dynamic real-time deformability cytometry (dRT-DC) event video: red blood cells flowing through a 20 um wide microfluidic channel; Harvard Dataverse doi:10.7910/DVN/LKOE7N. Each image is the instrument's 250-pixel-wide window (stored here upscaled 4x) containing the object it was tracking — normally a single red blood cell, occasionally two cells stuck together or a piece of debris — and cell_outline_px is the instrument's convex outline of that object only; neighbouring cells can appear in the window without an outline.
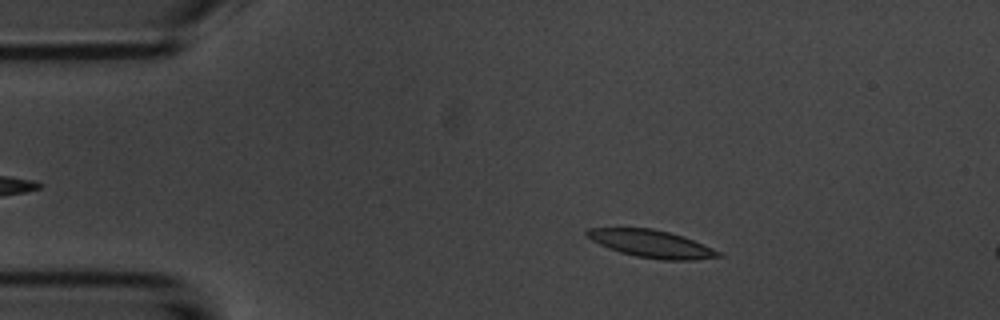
{"species": "common noctule bat (a hibernating species)", "species_latin": "Nyctalus noctula", "temperature_condition": "room temperature", "stored_images_in_passage": 39, "camera_frame_rate_fps": 3000, "um_per_image_px": 0.085, "animal": {"sex": "male", "body_mass_g": 20.1, "forearm_length_mm": 53.5}, "frame": {"image": 1, "passage_image": 2, "time_ms": 0.333, "image_size_px": [1000, 320], "cell_outline_px": [[724, 256], [696, 260], [660, 260], [636, 256], [620, 252], [608, 248], [592, 240], [584, 232], [588, 228], [652, 228], [684, 236], [704, 244], [720, 252]], "centroid_in_image_um": [55.4, 20.73], "position_along_channel_um": 29.6, "area_um2": 21.04}}
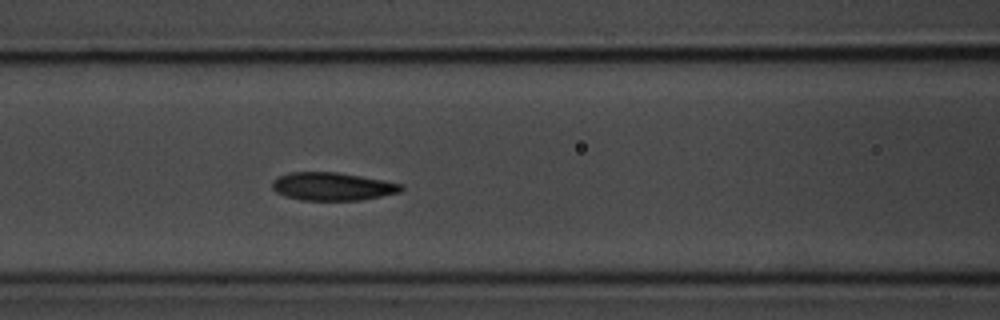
{"frame": {"image": 2, "passage_image": 15, "time_ms": 4.667, "image_size_px": [1000, 320], "cell_outline_px": [[404, 188], [400, 192], [360, 200], [300, 200], [284, 196], [276, 192], [272, 188], [272, 180], [276, 176], [288, 172], [336, 172], [360, 176], [404, 184]], "centroid_in_image_um": [28.21, 15.84], "position_along_channel_um": 138.4, "area_um2": 21.15}}
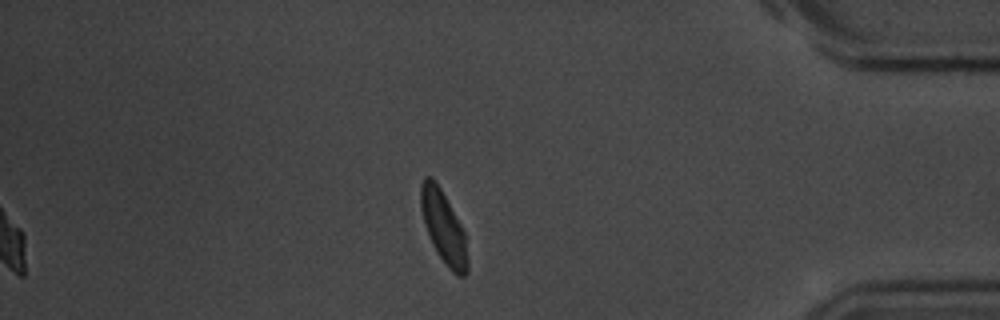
{"frame": {"image": 3, "passage_image": 39, "time_ms": 12.667, "image_size_px": [1000, 320], "cell_outline_px": [[468, 272], [464, 276], [456, 276], [448, 268], [432, 244], [420, 208], [420, 184], [424, 176], [432, 176], [440, 188], [460, 224], [464, 232], [468, 260]], "centroid_in_image_um": [37.69, 19.31], "position_along_channel_um": 397.5, "area_um2": 19.42}, "authors_computed_cell_mechanics": {"area_um2": 21.3282, "velocity_mm_per_s": 3.6691, "shape_relaxation_time_tau1_ms": 3.4554, "shape_relaxation_time_tau2_ms": 3.0754, "deformation_change_tau1": 0.1285, "deformation_change_tau2": 0.0955}}